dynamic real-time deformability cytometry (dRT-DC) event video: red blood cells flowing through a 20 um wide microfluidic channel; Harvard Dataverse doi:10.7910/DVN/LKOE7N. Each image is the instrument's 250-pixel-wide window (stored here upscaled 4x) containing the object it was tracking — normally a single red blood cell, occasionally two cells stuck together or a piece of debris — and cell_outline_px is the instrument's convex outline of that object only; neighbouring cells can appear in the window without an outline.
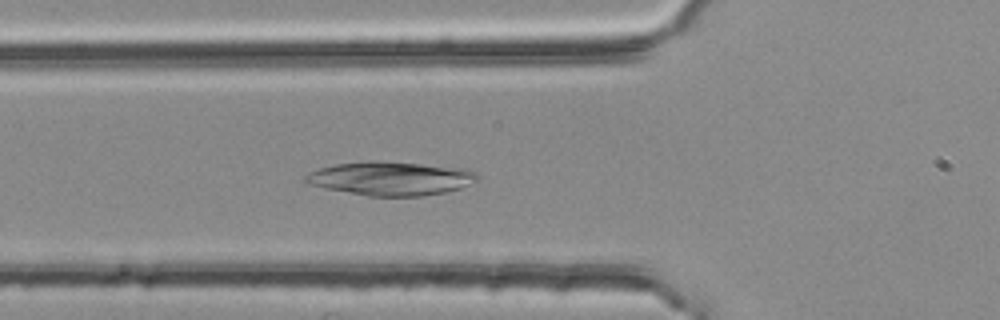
{"species": "common noctule bat (a hibernating species)", "species_latin": "Nyctalus noctula", "temperature_condition": "room temperature", "stored_images_in_passage": 50, "camera_frame_rate_fps": 3000, "um_per_image_px": 0.085, "animal": {"sex": "female", "body_mass_g": 25.1}, "frame": {"image": 1, "passage_image": 19, "time_ms": 6.0, "image_size_px": [1000, 320], "cell_outline_px": [[480, 176], [476, 180], [460, 188], [444, 192], [420, 196], [368, 196], [324, 188], [304, 184], [304, 176], [320, 168], [336, 164], [368, 160], [420, 164], [468, 168]], "centroid_in_image_um": [33.18, 15.17], "position_along_channel_um": 92.6, "area_um2": 33.7}}
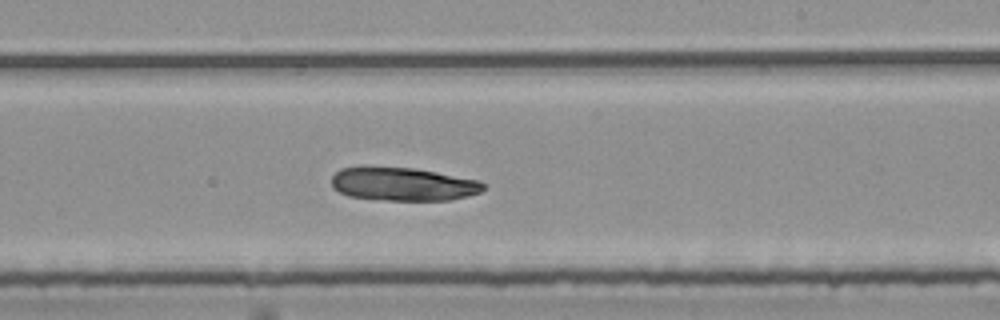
{"frame": {"image": 2, "passage_image": 32, "time_ms": 10.333, "image_size_px": [1000, 320], "cell_outline_px": [[484, 188], [480, 192], [468, 196], [448, 200], [388, 200], [348, 196], [332, 188], [332, 176], [340, 168], [364, 164], [416, 168], [476, 180], [484, 184]], "centroid_in_image_um": [34.16, 15.61], "position_along_channel_um": 254.8, "area_um2": 30.0}}
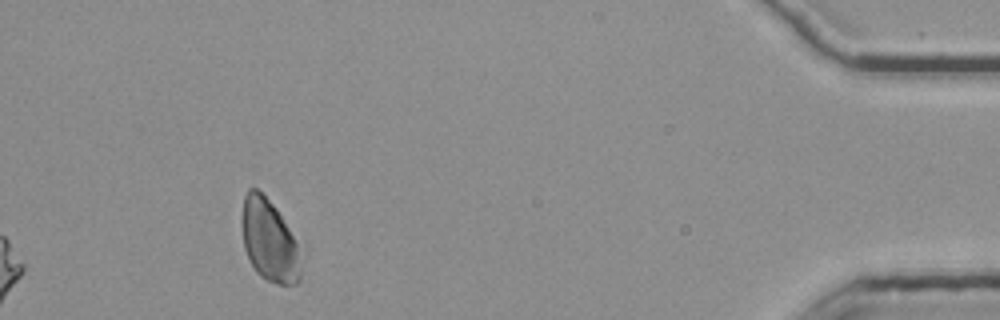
{"frame": {"image": 3, "passage_image": 50, "time_ms": 16.333, "image_size_px": [1000, 320], "cell_outline_px": [[300, 280], [296, 284], [276, 284], [260, 276], [256, 272], [248, 260], [244, 248], [240, 224], [240, 216], [244, 196], [248, 188], [256, 188], [276, 208], [288, 228], [296, 244], [300, 272]], "centroid_in_image_um": [22.8, 20.43], "position_along_channel_um": 412.4, "area_um2": 28.03}}